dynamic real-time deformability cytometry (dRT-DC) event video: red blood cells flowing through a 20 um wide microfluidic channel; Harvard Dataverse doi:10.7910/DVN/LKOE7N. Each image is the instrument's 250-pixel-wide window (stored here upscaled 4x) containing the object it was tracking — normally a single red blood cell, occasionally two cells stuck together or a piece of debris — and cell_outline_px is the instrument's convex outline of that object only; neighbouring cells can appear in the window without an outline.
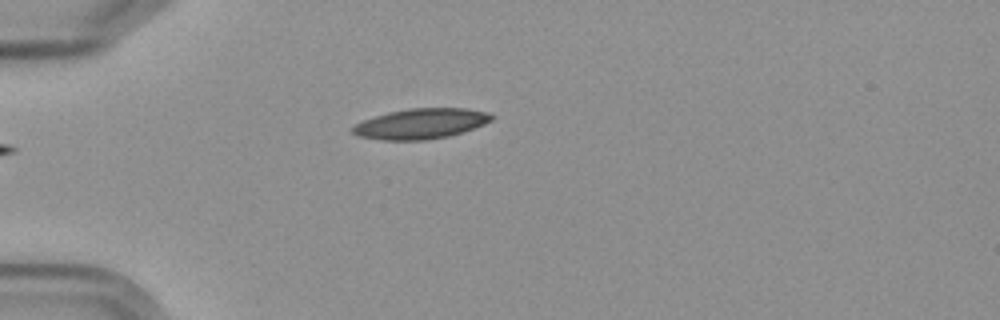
{"species": "Egyptian fruit bat (a non-hibernating species)", "species_latin": "Rousettus aegyptiacus", "temperature_condition": "cold", "stored_images_in_passage": 3, "camera_frame_rate_fps": 3000, "um_per_image_px": 0.085, "frame": {"image": 1, "passage_image": 1, "time_ms": 0.0, "image_size_px": [1000, 320], "cell_outline_px": [[496, 116], [492, 120], [484, 124], [448, 136], [424, 140], [384, 140], [356, 136], [352, 132], [352, 124], [388, 112], [408, 108], [468, 108], [492, 112]], "centroid_in_image_um": [35.78, 10.5], "position_along_channel_um": 49.2, "area_um2": 24.68}}
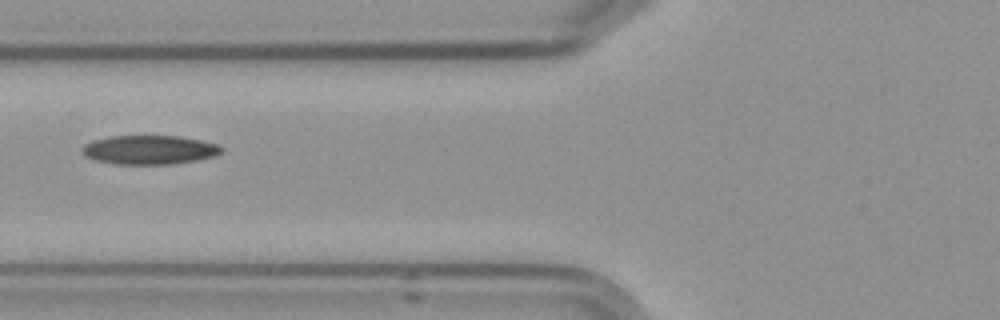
{"frame": {"image": 2, "passage_image": 3, "time_ms": 2.333, "image_size_px": [1000, 320], "cell_outline_px": [[224, 152], [216, 156], [196, 160], [172, 164], [116, 164], [96, 160], [88, 156], [80, 148], [84, 144], [92, 140], [108, 136], [180, 136], [200, 140], [216, 144], [224, 148]], "centroid_in_image_um": [12.73, 12.73], "position_along_channel_um": 113.1, "area_um2": 23.58}}